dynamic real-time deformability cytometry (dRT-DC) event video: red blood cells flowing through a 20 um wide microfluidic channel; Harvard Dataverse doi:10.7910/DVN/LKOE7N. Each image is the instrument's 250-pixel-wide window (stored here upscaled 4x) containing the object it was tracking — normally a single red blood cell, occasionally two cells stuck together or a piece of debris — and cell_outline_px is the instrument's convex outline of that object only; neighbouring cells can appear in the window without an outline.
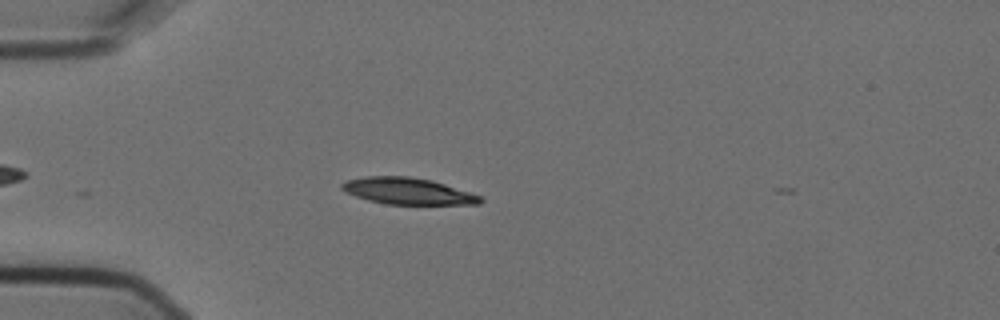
{"species": "Egyptian fruit bat (a non-hibernating species)", "species_latin": "Rousettus aegyptiacus", "temperature_condition": "cold", "stored_images_in_passage": 10, "camera_frame_rate_fps": 3000, "um_per_image_px": 0.085, "animal": {"sex": "female"}, "frame": {"image": 1, "passage_image": 2, "time_ms": 0.333, "image_size_px": [1000, 320], "cell_outline_px": [[484, 200], [480, 204], [384, 204], [368, 200], [344, 192], [340, 188], [340, 184], [344, 180], [364, 176], [408, 176], [432, 180], [480, 196]], "centroid_in_image_um": [34.58, 16.24], "position_along_channel_um": 50.4, "area_um2": 21.44}}
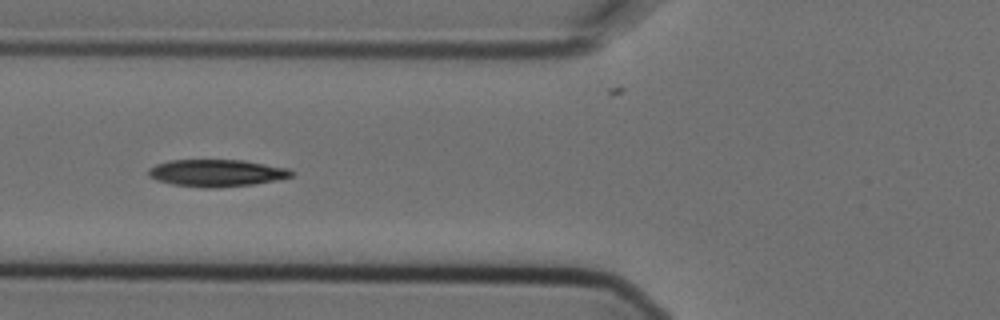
{"frame": {"image": 2, "passage_image": 4, "time_ms": 1.0, "image_size_px": [1000, 320], "cell_outline_px": [[292, 176], [252, 184], [216, 188], [204, 188], [172, 184], [156, 180], [148, 176], [148, 168], [156, 164], [168, 160], [244, 160], [288, 168], [292, 172]], "centroid_in_image_um": [18.34, 14.7], "position_along_channel_um": 107.5, "area_um2": 22.48}}
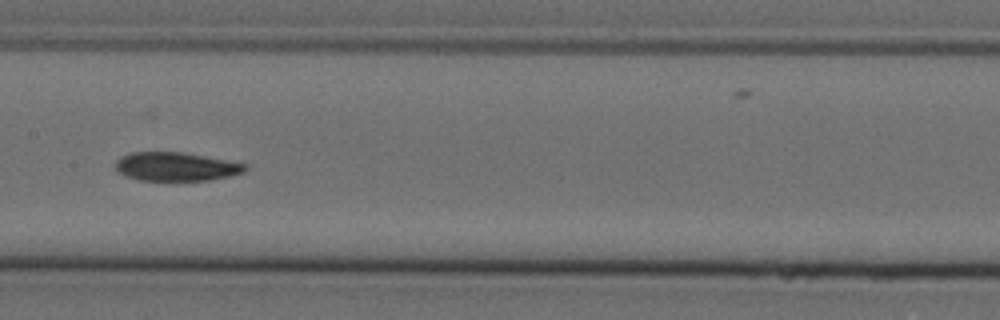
{"frame": {"image": 3, "passage_image": 6, "time_ms": 1.667, "image_size_px": [1000, 320], "cell_outline_px": [[248, 168], [244, 172], [228, 176], [208, 180], [136, 180], [124, 176], [116, 172], [116, 160], [120, 156], [128, 152], [184, 152], [248, 164]], "centroid_in_image_um": [14.91, 14.15], "position_along_channel_um": 192.5, "area_um2": 21.85}}